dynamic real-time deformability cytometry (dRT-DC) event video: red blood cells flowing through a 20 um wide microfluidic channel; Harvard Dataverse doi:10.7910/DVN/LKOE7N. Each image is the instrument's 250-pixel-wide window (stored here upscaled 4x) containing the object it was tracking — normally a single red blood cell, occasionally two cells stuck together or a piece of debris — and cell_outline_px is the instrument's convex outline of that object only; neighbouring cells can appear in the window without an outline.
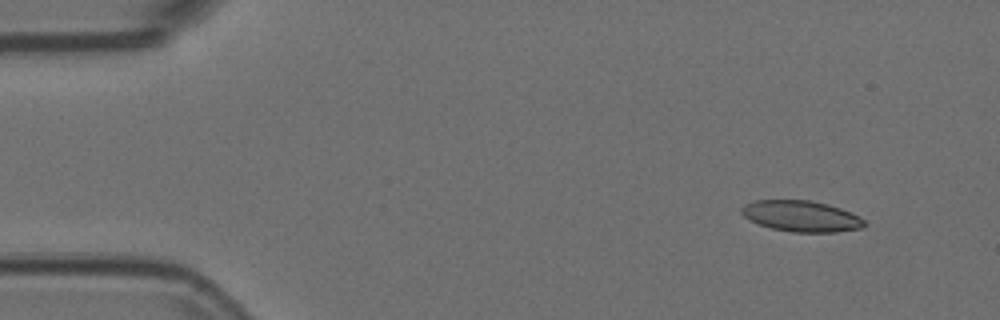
{"species": "Egyptian fruit bat (a non-hibernating species)", "species_latin": "Rousettus aegyptiacus", "temperature_condition": "room temperature", "stored_images_in_passage": 52, "camera_frame_rate_fps": 3000, "um_per_image_px": 0.085, "animal": {"sex": "female"}, "frame": {"image": 1, "passage_image": 2, "time_ms": 0.333, "image_size_px": [1000, 320], "cell_outline_px": [[868, 224], [860, 228], [836, 232], [792, 232], [772, 228], [760, 224], [744, 216], [740, 212], [740, 208], [744, 204], [752, 200], [808, 200], [828, 204], [840, 208], [864, 220]], "centroid_in_image_um": [68.08, 18.36], "position_along_channel_um": 16.9, "area_um2": 22.02}}
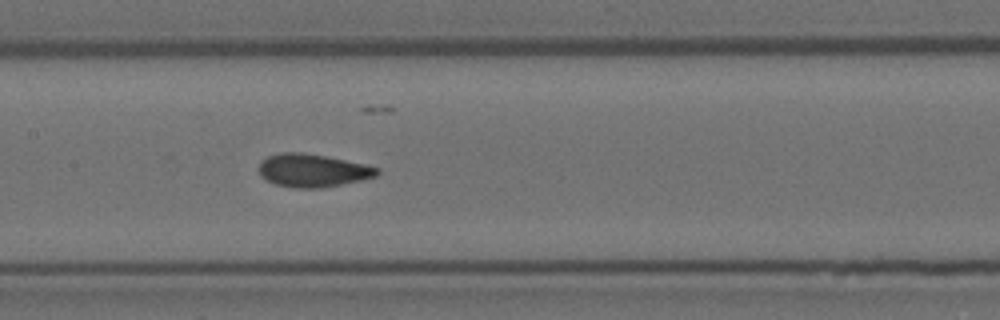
{"frame": {"image": 2, "passage_image": 23, "time_ms": 7.333, "image_size_px": [1000, 320], "cell_outline_px": [[380, 172], [376, 176], [360, 180], [324, 188], [292, 188], [276, 184], [260, 176], [260, 160], [268, 156], [280, 152], [304, 152], [364, 164], [380, 168]], "centroid_in_image_um": [26.56, 14.49], "position_along_channel_um": 180.8, "area_um2": 22.72}}
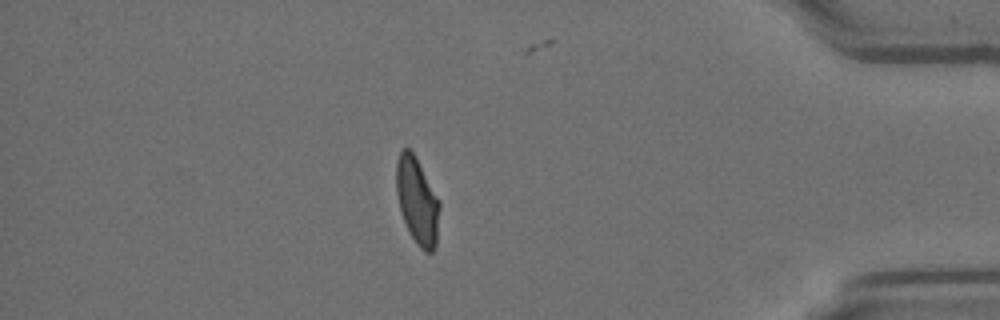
{"frame": {"image": 3, "passage_image": 44, "time_ms": 14.333, "image_size_px": [1000, 320], "cell_outline_px": [[440, 208], [436, 244], [432, 252], [424, 252], [416, 244], [400, 212], [396, 192], [396, 160], [400, 148], [408, 148], [416, 156], [440, 200]], "centroid_in_image_um": [35.46, 17.03], "position_along_channel_um": 399.7, "area_um2": 22.14}, "authors_computed_cell_mechanics": {"area_um2": 22.4553, "velocity_mm_per_s": 3.7099, "shape_relaxation_time_tau1_ms": null, "shape_relaxation_time_tau2_ms": 0.9841, "deformation_change_tau1": null, "deformation_change_tau2": 0.0547}}